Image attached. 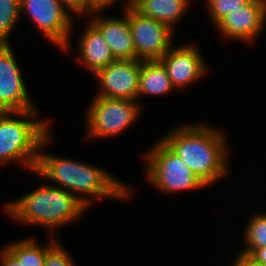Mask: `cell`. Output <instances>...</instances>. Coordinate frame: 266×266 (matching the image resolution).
<instances>
[{"label": "cell", "mask_w": 266, "mask_h": 266, "mask_svg": "<svg viewBox=\"0 0 266 266\" xmlns=\"http://www.w3.org/2000/svg\"><path fill=\"white\" fill-rule=\"evenodd\" d=\"M52 135L51 132L43 140L39 149L33 172L39 178L45 179L43 181L52 186L69 191L89 210L96 200L99 202L113 199L125 202L133 198L132 185L125 183L108 170L102 169L101 166L48 153L46 149L52 144L54 137Z\"/></svg>", "instance_id": "obj_1"}, {"label": "cell", "mask_w": 266, "mask_h": 266, "mask_svg": "<svg viewBox=\"0 0 266 266\" xmlns=\"http://www.w3.org/2000/svg\"><path fill=\"white\" fill-rule=\"evenodd\" d=\"M167 131L160 139L207 187L212 188L221 180L229 178L232 151L227 133L222 128L207 122L188 121Z\"/></svg>", "instance_id": "obj_2"}, {"label": "cell", "mask_w": 266, "mask_h": 266, "mask_svg": "<svg viewBox=\"0 0 266 266\" xmlns=\"http://www.w3.org/2000/svg\"><path fill=\"white\" fill-rule=\"evenodd\" d=\"M18 198L3 203L5 215L19 225L45 228L47 236L80 221L89 209L73 194L45 181ZM81 217V218H80Z\"/></svg>", "instance_id": "obj_3"}, {"label": "cell", "mask_w": 266, "mask_h": 266, "mask_svg": "<svg viewBox=\"0 0 266 266\" xmlns=\"http://www.w3.org/2000/svg\"><path fill=\"white\" fill-rule=\"evenodd\" d=\"M39 111H6L0 117V170L12 163L34 172L40 146L53 132L54 124L51 117L42 118Z\"/></svg>", "instance_id": "obj_4"}, {"label": "cell", "mask_w": 266, "mask_h": 266, "mask_svg": "<svg viewBox=\"0 0 266 266\" xmlns=\"http://www.w3.org/2000/svg\"><path fill=\"white\" fill-rule=\"evenodd\" d=\"M143 175L148 185L161 195L185 194L207 186L160 138L143 151ZM193 190V191H192Z\"/></svg>", "instance_id": "obj_5"}, {"label": "cell", "mask_w": 266, "mask_h": 266, "mask_svg": "<svg viewBox=\"0 0 266 266\" xmlns=\"http://www.w3.org/2000/svg\"><path fill=\"white\" fill-rule=\"evenodd\" d=\"M85 109V139H112L138 124L144 112L138 101L94 96ZM87 130V131H86Z\"/></svg>", "instance_id": "obj_6"}, {"label": "cell", "mask_w": 266, "mask_h": 266, "mask_svg": "<svg viewBox=\"0 0 266 266\" xmlns=\"http://www.w3.org/2000/svg\"><path fill=\"white\" fill-rule=\"evenodd\" d=\"M20 6L21 19L27 15L47 42L60 49L61 54L71 53L72 35L78 28L76 19L60 0H20Z\"/></svg>", "instance_id": "obj_7"}, {"label": "cell", "mask_w": 266, "mask_h": 266, "mask_svg": "<svg viewBox=\"0 0 266 266\" xmlns=\"http://www.w3.org/2000/svg\"><path fill=\"white\" fill-rule=\"evenodd\" d=\"M199 45L193 41L182 45L175 44L159 60L176 91L189 89L196 82H201L210 73L209 63ZM207 75V76H206ZM185 88V89H184Z\"/></svg>", "instance_id": "obj_8"}, {"label": "cell", "mask_w": 266, "mask_h": 266, "mask_svg": "<svg viewBox=\"0 0 266 266\" xmlns=\"http://www.w3.org/2000/svg\"><path fill=\"white\" fill-rule=\"evenodd\" d=\"M129 24L138 60H160L174 45L175 32L168 25L146 17L129 6Z\"/></svg>", "instance_id": "obj_9"}, {"label": "cell", "mask_w": 266, "mask_h": 266, "mask_svg": "<svg viewBox=\"0 0 266 266\" xmlns=\"http://www.w3.org/2000/svg\"><path fill=\"white\" fill-rule=\"evenodd\" d=\"M12 44L0 45V110L40 109L31 96Z\"/></svg>", "instance_id": "obj_10"}, {"label": "cell", "mask_w": 266, "mask_h": 266, "mask_svg": "<svg viewBox=\"0 0 266 266\" xmlns=\"http://www.w3.org/2000/svg\"><path fill=\"white\" fill-rule=\"evenodd\" d=\"M224 41H238L242 45L257 44L266 31V0H251L241 9L231 11L214 27Z\"/></svg>", "instance_id": "obj_11"}, {"label": "cell", "mask_w": 266, "mask_h": 266, "mask_svg": "<svg viewBox=\"0 0 266 266\" xmlns=\"http://www.w3.org/2000/svg\"><path fill=\"white\" fill-rule=\"evenodd\" d=\"M140 65V60H115L98 70L93 75L98 84L95 96L137 101Z\"/></svg>", "instance_id": "obj_12"}, {"label": "cell", "mask_w": 266, "mask_h": 266, "mask_svg": "<svg viewBox=\"0 0 266 266\" xmlns=\"http://www.w3.org/2000/svg\"><path fill=\"white\" fill-rule=\"evenodd\" d=\"M121 16L94 11L86 19L101 32L115 60H138L129 24V7Z\"/></svg>", "instance_id": "obj_13"}, {"label": "cell", "mask_w": 266, "mask_h": 266, "mask_svg": "<svg viewBox=\"0 0 266 266\" xmlns=\"http://www.w3.org/2000/svg\"><path fill=\"white\" fill-rule=\"evenodd\" d=\"M84 19L85 22L87 20L86 25L79 30L80 34L78 33L74 41L77 42L75 43L77 54L74 55L75 62L94 75L115 59L101 32L88 19Z\"/></svg>", "instance_id": "obj_14"}, {"label": "cell", "mask_w": 266, "mask_h": 266, "mask_svg": "<svg viewBox=\"0 0 266 266\" xmlns=\"http://www.w3.org/2000/svg\"><path fill=\"white\" fill-rule=\"evenodd\" d=\"M192 0H132V7L141 15L168 25L173 31L190 10Z\"/></svg>", "instance_id": "obj_15"}, {"label": "cell", "mask_w": 266, "mask_h": 266, "mask_svg": "<svg viewBox=\"0 0 266 266\" xmlns=\"http://www.w3.org/2000/svg\"><path fill=\"white\" fill-rule=\"evenodd\" d=\"M173 91L176 92L166 68L159 60L141 61L137 96L141 106L144 105L139 100L145 98L144 96L162 98V96H169Z\"/></svg>", "instance_id": "obj_16"}, {"label": "cell", "mask_w": 266, "mask_h": 266, "mask_svg": "<svg viewBox=\"0 0 266 266\" xmlns=\"http://www.w3.org/2000/svg\"><path fill=\"white\" fill-rule=\"evenodd\" d=\"M58 237H47V242L39 243L36 237L7 241L2 245L21 266H44L47 253L59 242Z\"/></svg>", "instance_id": "obj_17"}, {"label": "cell", "mask_w": 266, "mask_h": 266, "mask_svg": "<svg viewBox=\"0 0 266 266\" xmlns=\"http://www.w3.org/2000/svg\"><path fill=\"white\" fill-rule=\"evenodd\" d=\"M241 235L243 246L238 253L249 256L255 249L266 247V212L252 213Z\"/></svg>", "instance_id": "obj_18"}, {"label": "cell", "mask_w": 266, "mask_h": 266, "mask_svg": "<svg viewBox=\"0 0 266 266\" xmlns=\"http://www.w3.org/2000/svg\"><path fill=\"white\" fill-rule=\"evenodd\" d=\"M20 20V0H0V44L12 43L10 38L20 26Z\"/></svg>", "instance_id": "obj_19"}, {"label": "cell", "mask_w": 266, "mask_h": 266, "mask_svg": "<svg viewBox=\"0 0 266 266\" xmlns=\"http://www.w3.org/2000/svg\"><path fill=\"white\" fill-rule=\"evenodd\" d=\"M251 0H204L205 13L213 27L229 12L241 9Z\"/></svg>", "instance_id": "obj_20"}, {"label": "cell", "mask_w": 266, "mask_h": 266, "mask_svg": "<svg viewBox=\"0 0 266 266\" xmlns=\"http://www.w3.org/2000/svg\"><path fill=\"white\" fill-rule=\"evenodd\" d=\"M61 242L62 240L47 253L44 266H77L74 255Z\"/></svg>", "instance_id": "obj_21"}, {"label": "cell", "mask_w": 266, "mask_h": 266, "mask_svg": "<svg viewBox=\"0 0 266 266\" xmlns=\"http://www.w3.org/2000/svg\"><path fill=\"white\" fill-rule=\"evenodd\" d=\"M60 2L68 9L70 13L77 19L89 16L88 0H60Z\"/></svg>", "instance_id": "obj_22"}, {"label": "cell", "mask_w": 266, "mask_h": 266, "mask_svg": "<svg viewBox=\"0 0 266 266\" xmlns=\"http://www.w3.org/2000/svg\"><path fill=\"white\" fill-rule=\"evenodd\" d=\"M89 1V15L94 11H106L112 9L113 4H119L122 2L123 10L127 7L132 6V0H88Z\"/></svg>", "instance_id": "obj_23"}, {"label": "cell", "mask_w": 266, "mask_h": 266, "mask_svg": "<svg viewBox=\"0 0 266 266\" xmlns=\"http://www.w3.org/2000/svg\"><path fill=\"white\" fill-rule=\"evenodd\" d=\"M232 260L230 266H265L256 263L249 256L240 253L235 254V257Z\"/></svg>", "instance_id": "obj_24"}, {"label": "cell", "mask_w": 266, "mask_h": 266, "mask_svg": "<svg viewBox=\"0 0 266 266\" xmlns=\"http://www.w3.org/2000/svg\"><path fill=\"white\" fill-rule=\"evenodd\" d=\"M0 248V266H21L4 247Z\"/></svg>", "instance_id": "obj_25"}, {"label": "cell", "mask_w": 266, "mask_h": 266, "mask_svg": "<svg viewBox=\"0 0 266 266\" xmlns=\"http://www.w3.org/2000/svg\"><path fill=\"white\" fill-rule=\"evenodd\" d=\"M249 257L256 263L266 266V247L255 249Z\"/></svg>", "instance_id": "obj_26"}, {"label": "cell", "mask_w": 266, "mask_h": 266, "mask_svg": "<svg viewBox=\"0 0 266 266\" xmlns=\"http://www.w3.org/2000/svg\"><path fill=\"white\" fill-rule=\"evenodd\" d=\"M6 111L0 110V117L5 113Z\"/></svg>", "instance_id": "obj_27"}]
</instances>
